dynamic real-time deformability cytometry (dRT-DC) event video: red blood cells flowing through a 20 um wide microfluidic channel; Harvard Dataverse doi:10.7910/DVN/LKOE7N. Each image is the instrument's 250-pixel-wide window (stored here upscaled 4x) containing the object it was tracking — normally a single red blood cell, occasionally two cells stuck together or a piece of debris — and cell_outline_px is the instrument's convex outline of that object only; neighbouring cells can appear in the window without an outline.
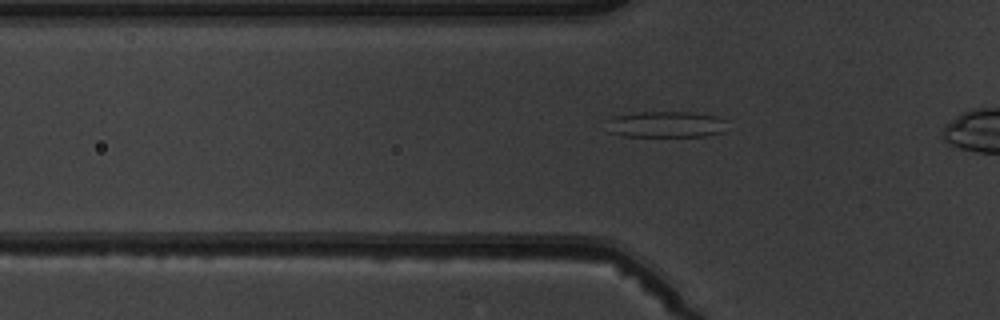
{"species": "common noctule bat (a hibernating species)", "species_latin": "Nyctalus noctula", "temperature_condition": "warm", "stored_images_in_passage": 7, "segment_of_instrument_passage": [2, 2], "camera_frame_rate_fps": 3000, "um_per_image_px": 0.085, "animal": {"sex": "male", "body_mass_g": 19.5, "forearm_length_mm": 54.6}, "frame": {"image": 1, "passage_image": 7, "time_ms": 8.0, "image_size_px": [1000, 320], "cell_outline_px": [[728, 120], [724, 132], [704, 136], [624, 136], [608, 132], [604, 120], [612, 116], [640, 112], [692, 112], [716, 116]], "centroid_in_image_um": [56.57, 10.57], "position_along_channel_um": 69.2, "area_um2": 18.79}}